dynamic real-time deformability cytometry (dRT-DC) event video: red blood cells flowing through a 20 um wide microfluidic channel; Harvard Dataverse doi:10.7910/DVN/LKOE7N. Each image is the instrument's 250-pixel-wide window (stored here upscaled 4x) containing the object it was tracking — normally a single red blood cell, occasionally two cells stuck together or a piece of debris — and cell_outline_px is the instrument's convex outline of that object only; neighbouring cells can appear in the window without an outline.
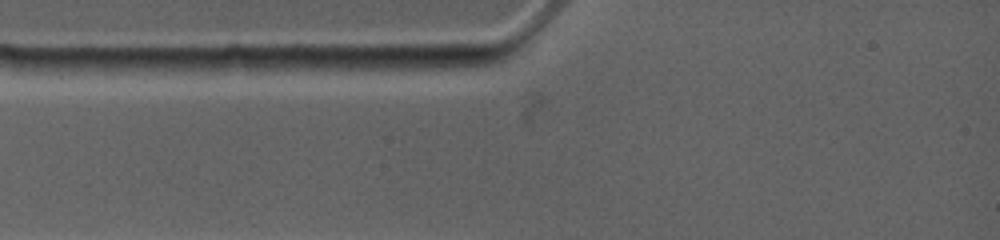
{"species": "common noctule bat (a hibernating species)", "species_latin": "Nyctalus noctula", "temperature_condition": "warm", "stored_images_in_passage": 4, "camera_frame_rate_fps": 4500, "um_per_image_px": 0.085, "animal": {"sex": "female", "body_mass_g": 19.0, "forearm_length_mm": 53.3}, "frame": {"image": 1, "passage_image": 1, "time_ms": 0.0, "image_size_px": [1000, 240], "cell_outline_px": [[500, 60], [488, 64], [456, 68], [360, 68], [372, 56], [488, 56]], "centroid_in_image_um": [36.28, 5.26], "position_along_channel_um": 48.7, "area_um2": 10.46}}